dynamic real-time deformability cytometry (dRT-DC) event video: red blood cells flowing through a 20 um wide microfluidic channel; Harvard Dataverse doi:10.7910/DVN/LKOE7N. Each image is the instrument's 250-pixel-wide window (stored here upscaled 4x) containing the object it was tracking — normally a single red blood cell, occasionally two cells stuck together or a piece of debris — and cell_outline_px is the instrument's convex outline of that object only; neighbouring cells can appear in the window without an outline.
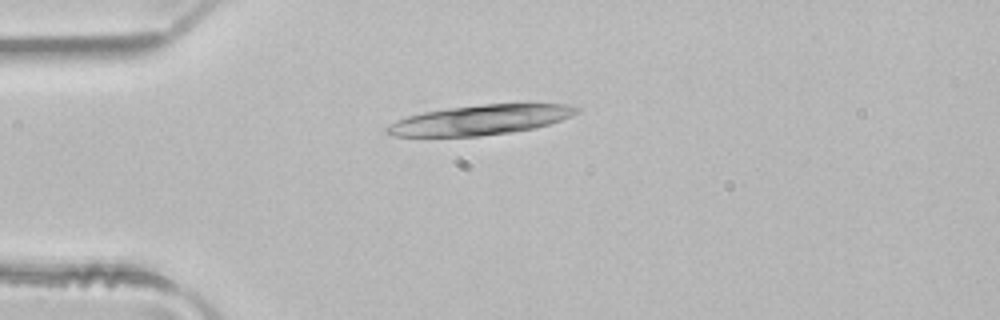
{"species": "common noctule bat (a hibernating species)", "species_latin": "Nyctalus noctula", "temperature_condition": "room temperature", "stored_images_in_passage": 2, "camera_frame_rate_fps": 3000, "um_per_image_px": 0.085, "animal": {"sex": "male", "body_mass_g": 21.5, "forearm_length_mm": 52.0}, "frame": {"image": 1, "passage_image": 2, "time_ms": 0.333, "image_size_px": [1000, 320], "cell_outline_px": [[580, 112], [560, 120], [548, 124], [532, 128], [512, 132], [480, 136], [392, 136], [384, 132], [384, 128], [396, 120], [408, 116], [424, 112], [448, 108], [484, 104], [568, 104], [580, 108]], "centroid_in_image_um": [40.8, 10.19], "position_along_channel_um": 44.2, "area_um2": 32.77}}